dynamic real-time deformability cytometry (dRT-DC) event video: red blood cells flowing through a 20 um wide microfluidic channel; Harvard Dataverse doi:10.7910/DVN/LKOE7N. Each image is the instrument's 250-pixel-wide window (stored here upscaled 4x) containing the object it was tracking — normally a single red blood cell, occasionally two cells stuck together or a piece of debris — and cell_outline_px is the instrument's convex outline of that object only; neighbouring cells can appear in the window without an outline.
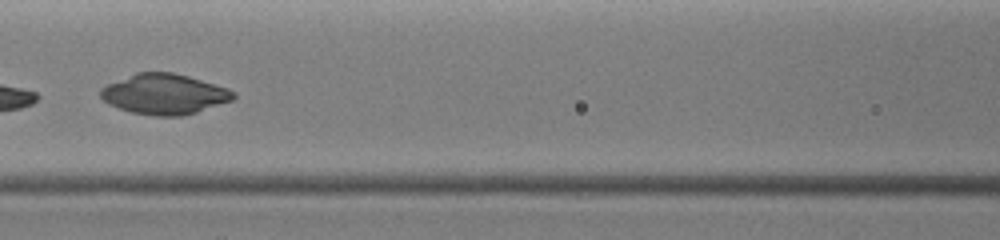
{"species": "common noctule bat (a hibernating species)", "species_latin": "Nyctalus noctula", "temperature_condition": "warm", "stored_images_in_passage": 22, "camera_frame_rate_fps": 3000, "um_per_image_px": 0.085, "animal": {"sex": "female", "body_mass_g": 19.0, "forearm_length_mm": 51.5}, "frame": {"image": 1, "passage_image": 10, "time_ms": 5.0, "image_size_px": [1000, 240], "cell_outline_px": [[236, 96], [232, 100], [196, 112], [180, 116], [156, 116], [132, 112], [108, 104], [100, 96], [100, 88], [108, 84], [136, 72], [172, 72], [188, 76], [228, 88], [236, 92]], "centroid_in_image_um": [13.97, 7.99], "position_along_channel_um": 152.6, "area_um2": 31.04}}